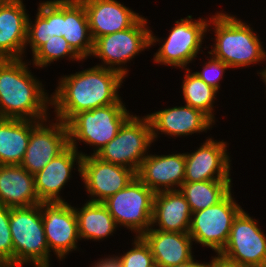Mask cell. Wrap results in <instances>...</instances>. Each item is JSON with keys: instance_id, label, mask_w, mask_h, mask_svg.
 <instances>
[{"instance_id": "6da1fadb", "label": "cell", "mask_w": 266, "mask_h": 267, "mask_svg": "<svg viewBox=\"0 0 266 267\" xmlns=\"http://www.w3.org/2000/svg\"><path fill=\"white\" fill-rule=\"evenodd\" d=\"M124 78L119 72L98 65L62 77L51 95L56 120L67 123L79 112L115 104Z\"/></svg>"}, {"instance_id": "7a4b0ae2", "label": "cell", "mask_w": 266, "mask_h": 267, "mask_svg": "<svg viewBox=\"0 0 266 267\" xmlns=\"http://www.w3.org/2000/svg\"><path fill=\"white\" fill-rule=\"evenodd\" d=\"M42 87L25 61L0 59V118L47 120L51 97Z\"/></svg>"}, {"instance_id": "3957f363", "label": "cell", "mask_w": 266, "mask_h": 267, "mask_svg": "<svg viewBox=\"0 0 266 267\" xmlns=\"http://www.w3.org/2000/svg\"><path fill=\"white\" fill-rule=\"evenodd\" d=\"M212 17L209 23L214 25L215 46L208 52L210 55L230 68L246 67L266 60L262 42L247 23L224 13Z\"/></svg>"}, {"instance_id": "277c9868", "label": "cell", "mask_w": 266, "mask_h": 267, "mask_svg": "<svg viewBox=\"0 0 266 267\" xmlns=\"http://www.w3.org/2000/svg\"><path fill=\"white\" fill-rule=\"evenodd\" d=\"M10 231L13 240V267H21L27 262H32L34 267L50 266L41 203L11 208Z\"/></svg>"}, {"instance_id": "5b68a950", "label": "cell", "mask_w": 266, "mask_h": 267, "mask_svg": "<svg viewBox=\"0 0 266 267\" xmlns=\"http://www.w3.org/2000/svg\"><path fill=\"white\" fill-rule=\"evenodd\" d=\"M119 99L115 104L106 105L75 114L66 124L69 145L77 148V142L95 146V155L115 138L122 125L132 116Z\"/></svg>"}, {"instance_id": "8992f818", "label": "cell", "mask_w": 266, "mask_h": 267, "mask_svg": "<svg viewBox=\"0 0 266 267\" xmlns=\"http://www.w3.org/2000/svg\"><path fill=\"white\" fill-rule=\"evenodd\" d=\"M146 26L147 19L141 16L130 28L95 39L91 56L102 59L104 65L99 67L115 70L126 77L128 69L120 65L159 41Z\"/></svg>"}, {"instance_id": "52a82bcc", "label": "cell", "mask_w": 266, "mask_h": 267, "mask_svg": "<svg viewBox=\"0 0 266 267\" xmlns=\"http://www.w3.org/2000/svg\"><path fill=\"white\" fill-rule=\"evenodd\" d=\"M153 141L155 140L148 117L140 118L132 115L122 125L115 138L95 156L102 161L124 166L137 173Z\"/></svg>"}, {"instance_id": "ba28073f", "label": "cell", "mask_w": 266, "mask_h": 267, "mask_svg": "<svg viewBox=\"0 0 266 267\" xmlns=\"http://www.w3.org/2000/svg\"><path fill=\"white\" fill-rule=\"evenodd\" d=\"M155 193L137 176L122 190L103 203L116 224L123 225L142 236L152 224Z\"/></svg>"}, {"instance_id": "9c48e42d", "label": "cell", "mask_w": 266, "mask_h": 267, "mask_svg": "<svg viewBox=\"0 0 266 267\" xmlns=\"http://www.w3.org/2000/svg\"><path fill=\"white\" fill-rule=\"evenodd\" d=\"M243 209L232 223L229 238L217 255L238 267H266V236Z\"/></svg>"}, {"instance_id": "30bf717a", "label": "cell", "mask_w": 266, "mask_h": 267, "mask_svg": "<svg viewBox=\"0 0 266 267\" xmlns=\"http://www.w3.org/2000/svg\"><path fill=\"white\" fill-rule=\"evenodd\" d=\"M242 210L231 191L217 204L192 213L189 235L219 254L226 245L233 220Z\"/></svg>"}, {"instance_id": "8fae6325", "label": "cell", "mask_w": 266, "mask_h": 267, "mask_svg": "<svg viewBox=\"0 0 266 267\" xmlns=\"http://www.w3.org/2000/svg\"><path fill=\"white\" fill-rule=\"evenodd\" d=\"M208 22L202 18L194 21L189 15L185 19L176 21L168 38L155 53L154 62L185 68L197 57L205 32L210 26Z\"/></svg>"}, {"instance_id": "7c38bea8", "label": "cell", "mask_w": 266, "mask_h": 267, "mask_svg": "<svg viewBox=\"0 0 266 267\" xmlns=\"http://www.w3.org/2000/svg\"><path fill=\"white\" fill-rule=\"evenodd\" d=\"M56 121L48 127L44 124L47 120H31L29 144L20 165L32 175L41 171L69 146L67 124Z\"/></svg>"}, {"instance_id": "4fadbf2b", "label": "cell", "mask_w": 266, "mask_h": 267, "mask_svg": "<svg viewBox=\"0 0 266 267\" xmlns=\"http://www.w3.org/2000/svg\"><path fill=\"white\" fill-rule=\"evenodd\" d=\"M82 156L81 178L86 191L93 196L88 201L103 203L136 177V172L132 169L102 161L93 154Z\"/></svg>"}, {"instance_id": "5bb4252c", "label": "cell", "mask_w": 266, "mask_h": 267, "mask_svg": "<svg viewBox=\"0 0 266 267\" xmlns=\"http://www.w3.org/2000/svg\"><path fill=\"white\" fill-rule=\"evenodd\" d=\"M41 214L49 252L53 250L61 260L76 250L80 238L74 207L67 202H41Z\"/></svg>"}, {"instance_id": "9a60e30c", "label": "cell", "mask_w": 266, "mask_h": 267, "mask_svg": "<svg viewBox=\"0 0 266 267\" xmlns=\"http://www.w3.org/2000/svg\"><path fill=\"white\" fill-rule=\"evenodd\" d=\"M227 144L209 138L194 153H185L184 182L231 180Z\"/></svg>"}, {"instance_id": "2e32d148", "label": "cell", "mask_w": 266, "mask_h": 267, "mask_svg": "<svg viewBox=\"0 0 266 267\" xmlns=\"http://www.w3.org/2000/svg\"><path fill=\"white\" fill-rule=\"evenodd\" d=\"M136 176L154 193L176 190L184 182L185 153L147 155Z\"/></svg>"}, {"instance_id": "e0dca14e", "label": "cell", "mask_w": 266, "mask_h": 267, "mask_svg": "<svg viewBox=\"0 0 266 267\" xmlns=\"http://www.w3.org/2000/svg\"><path fill=\"white\" fill-rule=\"evenodd\" d=\"M86 10L93 41L130 28L140 17L116 0H80Z\"/></svg>"}, {"instance_id": "ac0fdd59", "label": "cell", "mask_w": 266, "mask_h": 267, "mask_svg": "<svg viewBox=\"0 0 266 267\" xmlns=\"http://www.w3.org/2000/svg\"><path fill=\"white\" fill-rule=\"evenodd\" d=\"M25 10L22 0H4L1 3L0 59H22L29 17Z\"/></svg>"}, {"instance_id": "d6986e66", "label": "cell", "mask_w": 266, "mask_h": 267, "mask_svg": "<svg viewBox=\"0 0 266 267\" xmlns=\"http://www.w3.org/2000/svg\"><path fill=\"white\" fill-rule=\"evenodd\" d=\"M82 152L70 145L34 175L35 190L41 202H65L60 191L71 176L74 163L81 174Z\"/></svg>"}, {"instance_id": "ffe728a7", "label": "cell", "mask_w": 266, "mask_h": 267, "mask_svg": "<svg viewBox=\"0 0 266 267\" xmlns=\"http://www.w3.org/2000/svg\"><path fill=\"white\" fill-rule=\"evenodd\" d=\"M153 135V140L157 138V133L163 132L170 136H184L200 133L210 129L214 123L201 110L189 105L163 109L147 115Z\"/></svg>"}, {"instance_id": "44dd1931", "label": "cell", "mask_w": 266, "mask_h": 267, "mask_svg": "<svg viewBox=\"0 0 266 267\" xmlns=\"http://www.w3.org/2000/svg\"><path fill=\"white\" fill-rule=\"evenodd\" d=\"M141 237L149 245L156 265L170 267L193 258L189 233L163 232L151 227Z\"/></svg>"}, {"instance_id": "7402d4cb", "label": "cell", "mask_w": 266, "mask_h": 267, "mask_svg": "<svg viewBox=\"0 0 266 267\" xmlns=\"http://www.w3.org/2000/svg\"><path fill=\"white\" fill-rule=\"evenodd\" d=\"M192 212L179 189L155 193L151 224L163 232L188 233Z\"/></svg>"}, {"instance_id": "603a6c76", "label": "cell", "mask_w": 266, "mask_h": 267, "mask_svg": "<svg viewBox=\"0 0 266 267\" xmlns=\"http://www.w3.org/2000/svg\"><path fill=\"white\" fill-rule=\"evenodd\" d=\"M40 203L34 175L21 165H0V204L15 208Z\"/></svg>"}, {"instance_id": "cb8c5ba5", "label": "cell", "mask_w": 266, "mask_h": 267, "mask_svg": "<svg viewBox=\"0 0 266 267\" xmlns=\"http://www.w3.org/2000/svg\"><path fill=\"white\" fill-rule=\"evenodd\" d=\"M61 36L82 59L91 56L93 39L88 16L80 0H62Z\"/></svg>"}, {"instance_id": "d4e9b609", "label": "cell", "mask_w": 266, "mask_h": 267, "mask_svg": "<svg viewBox=\"0 0 266 267\" xmlns=\"http://www.w3.org/2000/svg\"><path fill=\"white\" fill-rule=\"evenodd\" d=\"M30 133L31 120L0 118V165H20Z\"/></svg>"}, {"instance_id": "484cf974", "label": "cell", "mask_w": 266, "mask_h": 267, "mask_svg": "<svg viewBox=\"0 0 266 267\" xmlns=\"http://www.w3.org/2000/svg\"><path fill=\"white\" fill-rule=\"evenodd\" d=\"M78 209L74 208L80 240H101L113 234L118 227L104 203L87 201Z\"/></svg>"}, {"instance_id": "4316f807", "label": "cell", "mask_w": 266, "mask_h": 267, "mask_svg": "<svg viewBox=\"0 0 266 267\" xmlns=\"http://www.w3.org/2000/svg\"><path fill=\"white\" fill-rule=\"evenodd\" d=\"M231 187V180H208L183 182L179 190L193 213L220 202L231 191Z\"/></svg>"}, {"instance_id": "83f0119b", "label": "cell", "mask_w": 266, "mask_h": 267, "mask_svg": "<svg viewBox=\"0 0 266 267\" xmlns=\"http://www.w3.org/2000/svg\"><path fill=\"white\" fill-rule=\"evenodd\" d=\"M182 91L185 104L201 110L215 123L212 107L217 90L206 84L194 72L190 73V69L186 68Z\"/></svg>"}, {"instance_id": "f1b7e54d", "label": "cell", "mask_w": 266, "mask_h": 267, "mask_svg": "<svg viewBox=\"0 0 266 267\" xmlns=\"http://www.w3.org/2000/svg\"><path fill=\"white\" fill-rule=\"evenodd\" d=\"M65 56L76 61L83 60L64 37L54 35L33 54V64L42 68Z\"/></svg>"}, {"instance_id": "f546056e", "label": "cell", "mask_w": 266, "mask_h": 267, "mask_svg": "<svg viewBox=\"0 0 266 267\" xmlns=\"http://www.w3.org/2000/svg\"><path fill=\"white\" fill-rule=\"evenodd\" d=\"M136 238L134 247L120 256L122 267H152L155 263L149 245L141 236Z\"/></svg>"}, {"instance_id": "4dcf8cb0", "label": "cell", "mask_w": 266, "mask_h": 267, "mask_svg": "<svg viewBox=\"0 0 266 267\" xmlns=\"http://www.w3.org/2000/svg\"><path fill=\"white\" fill-rule=\"evenodd\" d=\"M27 22V39L26 46L30 44L32 54H34L43 44L51 39L50 23H48L38 12L35 23Z\"/></svg>"}, {"instance_id": "1f68e13d", "label": "cell", "mask_w": 266, "mask_h": 267, "mask_svg": "<svg viewBox=\"0 0 266 267\" xmlns=\"http://www.w3.org/2000/svg\"><path fill=\"white\" fill-rule=\"evenodd\" d=\"M10 207L0 204V259L13 267V240L10 231Z\"/></svg>"}, {"instance_id": "d6a6232c", "label": "cell", "mask_w": 266, "mask_h": 267, "mask_svg": "<svg viewBox=\"0 0 266 267\" xmlns=\"http://www.w3.org/2000/svg\"><path fill=\"white\" fill-rule=\"evenodd\" d=\"M38 13L50 23L51 37L61 36L62 0H50L39 4Z\"/></svg>"}, {"instance_id": "836d02e7", "label": "cell", "mask_w": 266, "mask_h": 267, "mask_svg": "<svg viewBox=\"0 0 266 267\" xmlns=\"http://www.w3.org/2000/svg\"><path fill=\"white\" fill-rule=\"evenodd\" d=\"M227 68L229 69L230 67L220 59L212 56V58L210 57V60L205 63L201 72L196 71L194 73L206 84L218 91L220 88L219 81Z\"/></svg>"}, {"instance_id": "e575fe53", "label": "cell", "mask_w": 266, "mask_h": 267, "mask_svg": "<svg viewBox=\"0 0 266 267\" xmlns=\"http://www.w3.org/2000/svg\"><path fill=\"white\" fill-rule=\"evenodd\" d=\"M91 267H122L120 262V257H109L105 259H100L94 266Z\"/></svg>"}, {"instance_id": "d590c367", "label": "cell", "mask_w": 266, "mask_h": 267, "mask_svg": "<svg viewBox=\"0 0 266 267\" xmlns=\"http://www.w3.org/2000/svg\"><path fill=\"white\" fill-rule=\"evenodd\" d=\"M194 258H191L189 261L181 263L179 265H175V266H170V267H210V262L209 263H199L198 261L195 262L193 260Z\"/></svg>"}, {"instance_id": "8d00e7d4", "label": "cell", "mask_w": 266, "mask_h": 267, "mask_svg": "<svg viewBox=\"0 0 266 267\" xmlns=\"http://www.w3.org/2000/svg\"><path fill=\"white\" fill-rule=\"evenodd\" d=\"M210 267H238V266L229 264L224 260L220 259L219 257L215 256L212 257V260L210 262Z\"/></svg>"}, {"instance_id": "74e56055", "label": "cell", "mask_w": 266, "mask_h": 267, "mask_svg": "<svg viewBox=\"0 0 266 267\" xmlns=\"http://www.w3.org/2000/svg\"><path fill=\"white\" fill-rule=\"evenodd\" d=\"M0 267H12V265L9 262L0 259Z\"/></svg>"}, {"instance_id": "f35d334b", "label": "cell", "mask_w": 266, "mask_h": 267, "mask_svg": "<svg viewBox=\"0 0 266 267\" xmlns=\"http://www.w3.org/2000/svg\"><path fill=\"white\" fill-rule=\"evenodd\" d=\"M259 74H260V76H262V80H264L263 82H264L265 85H266V67H265V69H263V71H261Z\"/></svg>"}, {"instance_id": "ab89813d", "label": "cell", "mask_w": 266, "mask_h": 267, "mask_svg": "<svg viewBox=\"0 0 266 267\" xmlns=\"http://www.w3.org/2000/svg\"><path fill=\"white\" fill-rule=\"evenodd\" d=\"M152 267H161V266L154 264Z\"/></svg>"}]
</instances>
